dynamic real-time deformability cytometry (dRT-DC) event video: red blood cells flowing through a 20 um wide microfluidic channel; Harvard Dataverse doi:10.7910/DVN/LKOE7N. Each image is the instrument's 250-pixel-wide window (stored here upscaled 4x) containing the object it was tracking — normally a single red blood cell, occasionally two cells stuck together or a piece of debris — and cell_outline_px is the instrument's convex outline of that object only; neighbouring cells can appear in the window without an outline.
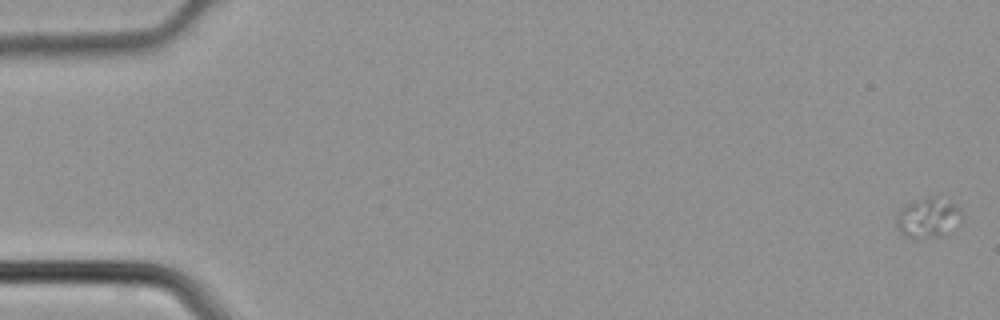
{"species": "common noctule bat (a hibernating species)", "species_latin": "Nyctalus noctula", "temperature_condition": "cold", "stored_images_in_passage": 46, "camera_frame_rate_fps": 3000, "um_per_image_px": 0.085, "animal": {"sex": "male", "body_mass_g": 21.5, "forearm_length_mm": 52.0}, "frame": {"image": 1, "passage_image": 1, "time_ms": 0.0, "image_size_px": [1000, 320], "cell_outline_px": [[960, 224], [936, 236], [928, 236], [900, 232], [896, 228], [896, 216], [908, 204], [916, 200], [932, 196], [952, 204], [960, 208]], "centroid_in_image_um": [78.89, 18.46], "position_along_channel_um": 6.1, "area_um2": 13.93}}